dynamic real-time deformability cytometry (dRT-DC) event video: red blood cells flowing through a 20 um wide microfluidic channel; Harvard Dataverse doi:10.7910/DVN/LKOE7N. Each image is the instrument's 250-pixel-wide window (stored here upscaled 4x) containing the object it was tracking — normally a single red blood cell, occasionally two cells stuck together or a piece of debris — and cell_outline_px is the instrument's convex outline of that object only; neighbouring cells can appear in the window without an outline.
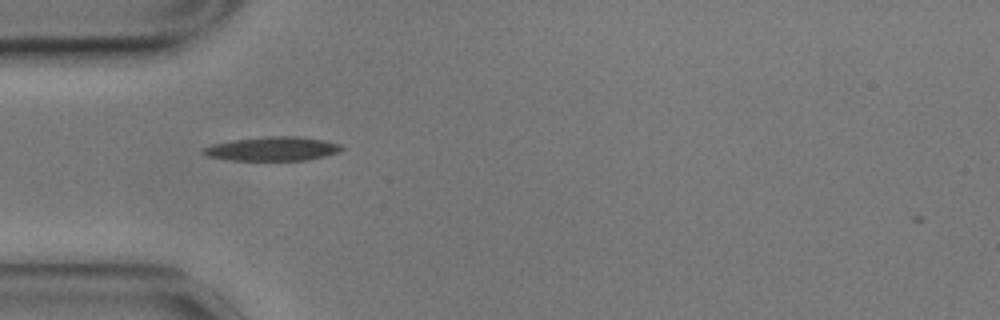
{"species": "common noctule bat (a hibernating species)", "species_latin": "Nyctalus noctula", "temperature_condition": "cold", "stored_images_in_passage": 20, "camera_frame_rate_fps": 3000, "um_per_image_px": 0.085, "animal": {"sex": "male", "body_mass_g": 17.9}, "frame": {"image": 1, "passage_image": 1, "time_ms": 0.0, "image_size_px": [1000, 320], "cell_outline_px": [[344, 148], [340, 152], [324, 156], [304, 160], [228, 160], [208, 156], [204, 152], [204, 148], [212, 144], [232, 140], [264, 136], [296, 136], [324, 140], [340, 144]], "centroid_in_image_um": [23.19, 12.64], "position_along_channel_um": 61.8, "area_um2": 19.25}}
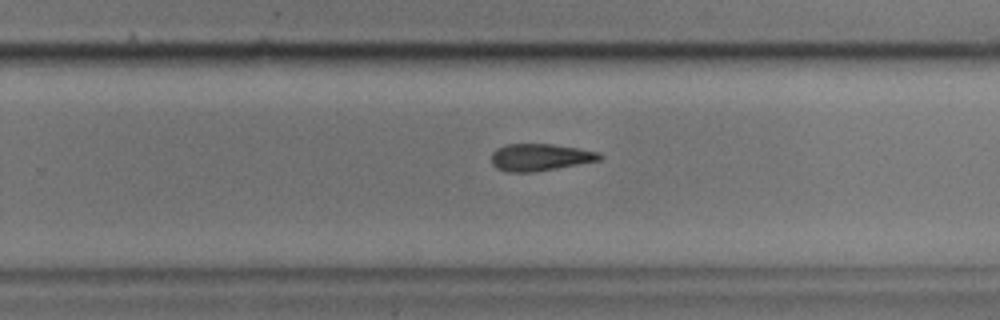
{"frame": {"image": 2, "passage_image": 20, "time_ms": 6.333, "image_size_px": [1000, 320], "cell_outline_px": [[604, 156], [600, 160], [556, 168], [532, 172], [504, 172], [496, 168], [492, 164], [492, 152], [496, 148], [508, 144], [552, 144], [580, 148], [600, 152]], "centroid_in_image_um": [45.9, 13.36], "position_along_channel_um": 283.9, "area_um2": 17.17}}